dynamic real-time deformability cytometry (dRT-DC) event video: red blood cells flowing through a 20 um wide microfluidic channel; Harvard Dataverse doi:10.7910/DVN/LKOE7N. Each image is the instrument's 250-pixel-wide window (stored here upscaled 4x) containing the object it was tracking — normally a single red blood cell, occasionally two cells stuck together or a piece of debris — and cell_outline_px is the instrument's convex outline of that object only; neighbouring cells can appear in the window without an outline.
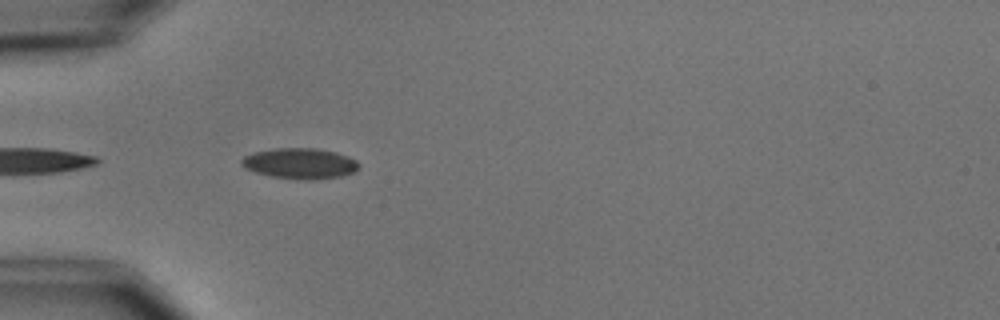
{"species": "common noctule bat (a hibernating species)", "species_latin": "Nyctalus noctula", "temperature_condition": "cold", "stored_images_in_passage": 4, "camera_frame_rate_fps": 3000, "um_per_image_px": 0.085, "animal": {"sex": "male", "body_mass_g": 15.6}, "frame": {"image": 1, "passage_image": 4, "time_ms": 3.667, "image_size_px": [1000, 320], "cell_outline_px": [[360, 168], [352, 172], [340, 176], [312, 180], [300, 180], [272, 176], [256, 172], [244, 168], [240, 164], [240, 160], [244, 156], [256, 152], [276, 148], [316, 148], [336, 152], [348, 156], [356, 160], [360, 164]], "centroid_in_image_um": [25.5, 13.89], "position_along_channel_um": 59.5, "area_um2": 20.98}}